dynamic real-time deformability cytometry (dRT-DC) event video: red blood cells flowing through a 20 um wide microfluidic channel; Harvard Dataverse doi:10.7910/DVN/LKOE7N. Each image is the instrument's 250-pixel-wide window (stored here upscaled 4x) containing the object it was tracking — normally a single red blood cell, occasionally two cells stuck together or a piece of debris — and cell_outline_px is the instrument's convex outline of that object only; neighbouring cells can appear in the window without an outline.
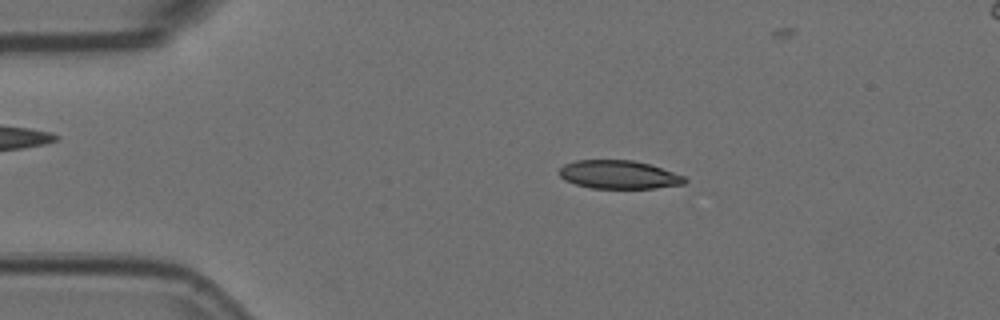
{"species": "Egyptian fruit bat (a non-hibernating species)", "species_latin": "Rousettus aegyptiacus", "temperature_condition": "room temperature", "stored_images_in_passage": 5, "camera_frame_rate_fps": 3000, "um_per_image_px": 0.085, "animal": {"sex": "female"}, "frame": {"image": 1, "passage_image": 3, "time_ms": 0.667, "image_size_px": [1000, 320], "cell_outline_px": [[688, 180], [684, 184], [656, 188], [592, 188], [576, 184], [564, 180], [560, 176], [560, 168], [564, 164], [576, 160], [632, 160], [648, 164], [684, 176]], "centroid_in_image_um": [52.59, 14.84], "position_along_channel_um": 32.4, "area_um2": 20.58}}